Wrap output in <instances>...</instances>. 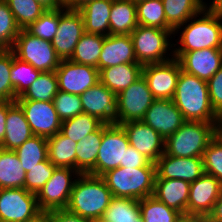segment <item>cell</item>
Returning a JSON list of instances; mask_svg holds the SVG:
<instances>
[{"mask_svg":"<svg viewBox=\"0 0 222 222\" xmlns=\"http://www.w3.org/2000/svg\"><path fill=\"white\" fill-rule=\"evenodd\" d=\"M120 125L127 134L129 144L137 151L154 163L162 156L165 140L152 127L142 121H129Z\"/></svg>","mask_w":222,"mask_h":222,"instance_id":"obj_20","label":"cell"},{"mask_svg":"<svg viewBox=\"0 0 222 222\" xmlns=\"http://www.w3.org/2000/svg\"><path fill=\"white\" fill-rule=\"evenodd\" d=\"M83 113L98 118L104 124H116V94L98 82L79 95Z\"/></svg>","mask_w":222,"mask_h":222,"instance_id":"obj_19","label":"cell"},{"mask_svg":"<svg viewBox=\"0 0 222 222\" xmlns=\"http://www.w3.org/2000/svg\"><path fill=\"white\" fill-rule=\"evenodd\" d=\"M93 222H103V221H101V220H95V221H93Z\"/></svg>","mask_w":222,"mask_h":222,"instance_id":"obj_60","label":"cell"},{"mask_svg":"<svg viewBox=\"0 0 222 222\" xmlns=\"http://www.w3.org/2000/svg\"><path fill=\"white\" fill-rule=\"evenodd\" d=\"M207 219L208 222H222V190Z\"/></svg>","mask_w":222,"mask_h":222,"instance_id":"obj_51","label":"cell"},{"mask_svg":"<svg viewBox=\"0 0 222 222\" xmlns=\"http://www.w3.org/2000/svg\"><path fill=\"white\" fill-rule=\"evenodd\" d=\"M56 168L49 159L38 163L30 171L26 172L25 189L37 194L51 178Z\"/></svg>","mask_w":222,"mask_h":222,"instance_id":"obj_45","label":"cell"},{"mask_svg":"<svg viewBox=\"0 0 222 222\" xmlns=\"http://www.w3.org/2000/svg\"><path fill=\"white\" fill-rule=\"evenodd\" d=\"M218 132L222 135V121H221V124L218 127Z\"/></svg>","mask_w":222,"mask_h":222,"instance_id":"obj_57","label":"cell"},{"mask_svg":"<svg viewBox=\"0 0 222 222\" xmlns=\"http://www.w3.org/2000/svg\"><path fill=\"white\" fill-rule=\"evenodd\" d=\"M142 68L139 63H125L101 69L100 82L117 95L142 76Z\"/></svg>","mask_w":222,"mask_h":222,"instance_id":"obj_25","label":"cell"},{"mask_svg":"<svg viewBox=\"0 0 222 222\" xmlns=\"http://www.w3.org/2000/svg\"><path fill=\"white\" fill-rule=\"evenodd\" d=\"M39 212L36 194L25 188L0 189V222H25Z\"/></svg>","mask_w":222,"mask_h":222,"instance_id":"obj_11","label":"cell"},{"mask_svg":"<svg viewBox=\"0 0 222 222\" xmlns=\"http://www.w3.org/2000/svg\"><path fill=\"white\" fill-rule=\"evenodd\" d=\"M166 22L174 29V33L186 25L194 16L200 15L207 6L203 0H162ZM185 23V24H184Z\"/></svg>","mask_w":222,"mask_h":222,"instance_id":"obj_27","label":"cell"},{"mask_svg":"<svg viewBox=\"0 0 222 222\" xmlns=\"http://www.w3.org/2000/svg\"><path fill=\"white\" fill-rule=\"evenodd\" d=\"M220 124L186 121L165 139L164 153L174 157H202Z\"/></svg>","mask_w":222,"mask_h":222,"instance_id":"obj_5","label":"cell"},{"mask_svg":"<svg viewBox=\"0 0 222 222\" xmlns=\"http://www.w3.org/2000/svg\"><path fill=\"white\" fill-rule=\"evenodd\" d=\"M202 159L204 173L213 175L222 184V135L219 132L210 140Z\"/></svg>","mask_w":222,"mask_h":222,"instance_id":"obj_42","label":"cell"},{"mask_svg":"<svg viewBox=\"0 0 222 222\" xmlns=\"http://www.w3.org/2000/svg\"><path fill=\"white\" fill-rule=\"evenodd\" d=\"M139 25L174 30L167 22L162 0H143L136 3Z\"/></svg>","mask_w":222,"mask_h":222,"instance_id":"obj_37","label":"cell"},{"mask_svg":"<svg viewBox=\"0 0 222 222\" xmlns=\"http://www.w3.org/2000/svg\"><path fill=\"white\" fill-rule=\"evenodd\" d=\"M190 183L184 180L155 179L154 193L159 201L187 215Z\"/></svg>","mask_w":222,"mask_h":222,"instance_id":"obj_23","label":"cell"},{"mask_svg":"<svg viewBox=\"0 0 222 222\" xmlns=\"http://www.w3.org/2000/svg\"><path fill=\"white\" fill-rule=\"evenodd\" d=\"M46 9H57L64 7L62 0H36Z\"/></svg>","mask_w":222,"mask_h":222,"instance_id":"obj_53","label":"cell"},{"mask_svg":"<svg viewBox=\"0 0 222 222\" xmlns=\"http://www.w3.org/2000/svg\"><path fill=\"white\" fill-rule=\"evenodd\" d=\"M213 2L208 7L206 6L211 12L216 13L222 16V0H212Z\"/></svg>","mask_w":222,"mask_h":222,"instance_id":"obj_55","label":"cell"},{"mask_svg":"<svg viewBox=\"0 0 222 222\" xmlns=\"http://www.w3.org/2000/svg\"><path fill=\"white\" fill-rule=\"evenodd\" d=\"M75 179L69 202L70 212L92 221L100 220L113 197L101 176L80 174Z\"/></svg>","mask_w":222,"mask_h":222,"instance_id":"obj_2","label":"cell"},{"mask_svg":"<svg viewBox=\"0 0 222 222\" xmlns=\"http://www.w3.org/2000/svg\"><path fill=\"white\" fill-rule=\"evenodd\" d=\"M34 135L49 138L61 130L53 102L16 99Z\"/></svg>","mask_w":222,"mask_h":222,"instance_id":"obj_14","label":"cell"},{"mask_svg":"<svg viewBox=\"0 0 222 222\" xmlns=\"http://www.w3.org/2000/svg\"><path fill=\"white\" fill-rule=\"evenodd\" d=\"M12 50H0V101H15L11 83Z\"/></svg>","mask_w":222,"mask_h":222,"instance_id":"obj_46","label":"cell"},{"mask_svg":"<svg viewBox=\"0 0 222 222\" xmlns=\"http://www.w3.org/2000/svg\"><path fill=\"white\" fill-rule=\"evenodd\" d=\"M12 51L40 72L56 71L61 62L51 41L33 36L26 29L20 30Z\"/></svg>","mask_w":222,"mask_h":222,"instance_id":"obj_7","label":"cell"},{"mask_svg":"<svg viewBox=\"0 0 222 222\" xmlns=\"http://www.w3.org/2000/svg\"><path fill=\"white\" fill-rule=\"evenodd\" d=\"M221 190L222 184L219 180L207 173L190 183L187 216L208 217Z\"/></svg>","mask_w":222,"mask_h":222,"instance_id":"obj_16","label":"cell"},{"mask_svg":"<svg viewBox=\"0 0 222 222\" xmlns=\"http://www.w3.org/2000/svg\"><path fill=\"white\" fill-rule=\"evenodd\" d=\"M139 222H144L141 217L139 218Z\"/></svg>","mask_w":222,"mask_h":222,"instance_id":"obj_59","label":"cell"},{"mask_svg":"<svg viewBox=\"0 0 222 222\" xmlns=\"http://www.w3.org/2000/svg\"><path fill=\"white\" fill-rule=\"evenodd\" d=\"M72 175L77 177L80 173L71 168L57 167L55 169L51 178L36 194L40 211L66 209L75 183Z\"/></svg>","mask_w":222,"mask_h":222,"instance_id":"obj_10","label":"cell"},{"mask_svg":"<svg viewBox=\"0 0 222 222\" xmlns=\"http://www.w3.org/2000/svg\"><path fill=\"white\" fill-rule=\"evenodd\" d=\"M105 36L85 32L76 44L69 60L74 63L91 65L98 69V60Z\"/></svg>","mask_w":222,"mask_h":222,"instance_id":"obj_32","label":"cell"},{"mask_svg":"<svg viewBox=\"0 0 222 222\" xmlns=\"http://www.w3.org/2000/svg\"><path fill=\"white\" fill-rule=\"evenodd\" d=\"M33 135L23 110L15 103L7 112L6 132L0 146L6 150H15Z\"/></svg>","mask_w":222,"mask_h":222,"instance_id":"obj_26","label":"cell"},{"mask_svg":"<svg viewBox=\"0 0 222 222\" xmlns=\"http://www.w3.org/2000/svg\"><path fill=\"white\" fill-rule=\"evenodd\" d=\"M141 121L152 127L164 140L186 122L172 99H155Z\"/></svg>","mask_w":222,"mask_h":222,"instance_id":"obj_17","label":"cell"},{"mask_svg":"<svg viewBox=\"0 0 222 222\" xmlns=\"http://www.w3.org/2000/svg\"><path fill=\"white\" fill-rule=\"evenodd\" d=\"M39 74L40 71L36 70L31 64L17 58L12 51L11 83L16 99L27 91Z\"/></svg>","mask_w":222,"mask_h":222,"instance_id":"obj_40","label":"cell"},{"mask_svg":"<svg viewBox=\"0 0 222 222\" xmlns=\"http://www.w3.org/2000/svg\"><path fill=\"white\" fill-rule=\"evenodd\" d=\"M171 34H174V30L138 25L130 34L137 62L144 66L171 60V58L164 56L172 47L168 39Z\"/></svg>","mask_w":222,"mask_h":222,"instance_id":"obj_6","label":"cell"},{"mask_svg":"<svg viewBox=\"0 0 222 222\" xmlns=\"http://www.w3.org/2000/svg\"><path fill=\"white\" fill-rule=\"evenodd\" d=\"M116 124L141 121L155 98L143 76L116 95Z\"/></svg>","mask_w":222,"mask_h":222,"instance_id":"obj_9","label":"cell"},{"mask_svg":"<svg viewBox=\"0 0 222 222\" xmlns=\"http://www.w3.org/2000/svg\"><path fill=\"white\" fill-rule=\"evenodd\" d=\"M62 1L66 9L78 10L87 2L92 1V0H62Z\"/></svg>","mask_w":222,"mask_h":222,"instance_id":"obj_52","label":"cell"},{"mask_svg":"<svg viewBox=\"0 0 222 222\" xmlns=\"http://www.w3.org/2000/svg\"><path fill=\"white\" fill-rule=\"evenodd\" d=\"M102 141V125L87 135L76 146V170L80 174L96 176V159Z\"/></svg>","mask_w":222,"mask_h":222,"instance_id":"obj_29","label":"cell"},{"mask_svg":"<svg viewBox=\"0 0 222 222\" xmlns=\"http://www.w3.org/2000/svg\"><path fill=\"white\" fill-rule=\"evenodd\" d=\"M25 222H51L50 221V211H40L33 218L28 219Z\"/></svg>","mask_w":222,"mask_h":222,"instance_id":"obj_54","label":"cell"},{"mask_svg":"<svg viewBox=\"0 0 222 222\" xmlns=\"http://www.w3.org/2000/svg\"><path fill=\"white\" fill-rule=\"evenodd\" d=\"M14 151L22 168L28 172L38 163L48 159L47 138L33 135Z\"/></svg>","mask_w":222,"mask_h":222,"instance_id":"obj_34","label":"cell"},{"mask_svg":"<svg viewBox=\"0 0 222 222\" xmlns=\"http://www.w3.org/2000/svg\"><path fill=\"white\" fill-rule=\"evenodd\" d=\"M209 98L215 113L222 119V66L207 81Z\"/></svg>","mask_w":222,"mask_h":222,"instance_id":"obj_47","label":"cell"},{"mask_svg":"<svg viewBox=\"0 0 222 222\" xmlns=\"http://www.w3.org/2000/svg\"><path fill=\"white\" fill-rule=\"evenodd\" d=\"M113 197L141 200L154 193L156 166L118 167L101 176Z\"/></svg>","mask_w":222,"mask_h":222,"instance_id":"obj_4","label":"cell"},{"mask_svg":"<svg viewBox=\"0 0 222 222\" xmlns=\"http://www.w3.org/2000/svg\"><path fill=\"white\" fill-rule=\"evenodd\" d=\"M112 4L113 0H92L78 9L84 20L85 32L110 35L109 18Z\"/></svg>","mask_w":222,"mask_h":222,"instance_id":"obj_24","label":"cell"},{"mask_svg":"<svg viewBox=\"0 0 222 222\" xmlns=\"http://www.w3.org/2000/svg\"><path fill=\"white\" fill-rule=\"evenodd\" d=\"M133 1L134 3H137V2H140V1H143V0H131Z\"/></svg>","mask_w":222,"mask_h":222,"instance_id":"obj_58","label":"cell"},{"mask_svg":"<svg viewBox=\"0 0 222 222\" xmlns=\"http://www.w3.org/2000/svg\"><path fill=\"white\" fill-rule=\"evenodd\" d=\"M51 222H93L90 219L74 214L67 209H57L50 211Z\"/></svg>","mask_w":222,"mask_h":222,"instance_id":"obj_49","label":"cell"},{"mask_svg":"<svg viewBox=\"0 0 222 222\" xmlns=\"http://www.w3.org/2000/svg\"><path fill=\"white\" fill-rule=\"evenodd\" d=\"M140 217L139 200L112 197L100 220L103 222H139Z\"/></svg>","mask_w":222,"mask_h":222,"instance_id":"obj_33","label":"cell"},{"mask_svg":"<svg viewBox=\"0 0 222 222\" xmlns=\"http://www.w3.org/2000/svg\"><path fill=\"white\" fill-rule=\"evenodd\" d=\"M155 165V179H175L192 183L204 174L202 157H174L163 153Z\"/></svg>","mask_w":222,"mask_h":222,"instance_id":"obj_18","label":"cell"},{"mask_svg":"<svg viewBox=\"0 0 222 222\" xmlns=\"http://www.w3.org/2000/svg\"><path fill=\"white\" fill-rule=\"evenodd\" d=\"M125 63H138L131 36H105L98 60V70Z\"/></svg>","mask_w":222,"mask_h":222,"instance_id":"obj_22","label":"cell"},{"mask_svg":"<svg viewBox=\"0 0 222 222\" xmlns=\"http://www.w3.org/2000/svg\"><path fill=\"white\" fill-rule=\"evenodd\" d=\"M141 218L144 222H178L183 214L163 202L155 196H148L139 200Z\"/></svg>","mask_w":222,"mask_h":222,"instance_id":"obj_35","label":"cell"},{"mask_svg":"<svg viewBox=\"0 0 222 222\" xmlns=\"http://www.w3.org/2000/svg\"><path fill=\"white\" fill-rule=\"evenodd\" d=\"M203 16L192 17L183 28L179 44L181 47L172 51V56L179 59L185 52L207 48L222 49V16L211 12L207 7L201 12ZM194 19V20H193ZM192 20V21H190Z\"/></svg>","mask_w":222,"mask_h":222,"instance_id":"obj_3","label":"cell"},{"mask_svg":"<svg viewBox=\"0 0 222 222\" xmlns=\"http://www.w3.org/2000/svg\"><path fill=\"white\" fill-rule=\"evenodd\" d=\"M144 166H156L154 162L148 159L144 154L137 151L131 145L128 146L124 156V168H138Z\"/></svg>","mask_w":222,"mask_h":222,"instance_id":"obj_48","label":"cell"},{"mask_svg":"<svg viewBox=\"0 0 222 222\" xmlns=\"http://www.w3.org/2000/svg\"><path fill=\"white\" fill-rule=\"evenodd\" d=\"M48 159L56 167L76 170L77 143L61 132L47 138Z\"/></svg>","mask_w":222,"mask_h":222,"instance_id":"obj_30","label":"cell"},{"mask_svg":"<svg viewBox=\"0 0 222 222\" xmlns=\"http://www.w3.org/2000/svg\"><path fill=\"white\" fill-rule=\"evenodd\" d=\"M103 122L98 118L91 116L87 113H81L73 118L62 121L60 132L78 143L91 132L96 131Z\"/></svg>","mask_w":222,"mask_h":222,"instance_id":"obj_38","label":"cell"},{"mask_svg":"<svg viewBox=\"0 0 222 222\" xmlns=\"http://www.w3.org/2000/svg\"><path fill=\"white\" fill-rule=\"evenodd\" d=\"M58 91V80L55 71L40 72L27 91L17 99L53 102V98Z\"/></svg>","mask_w":222,"mask_h":222,"instance_id":"obj_36","label":"cell"},{"mask_svg":"<svg viewBox=\"0 0 222 222\" xmlns=\"http://www.w3.org/2000/svg\"><path fill=\"white\" fill-rule=\"evenodd\" d=\"M53 104L61 121L73 118L83 113L79 95L58 91L53 98Z\"/></svg>","mask_w":222,"mask_h":222,"instance_id":"obj_44","label":"cell"},{"mask_svg":"<svg viewBox=\"0 0 222 222\" xmlns=\"http://www.w3.org/2000/svg\"><path fill=\"white\" fill-rule=\"evenodd\" d=\"M26 172L14 150L0 151V189L25 188Z\"/></svg>","mask_w":222,"mask_h":222,"instance_id":"obj_31","label":"cell"},{"mask_svg":"<svg viewBox=\"0 0 222 222\" xmlns=\"http://www.w3.org/2000/svg\"><path fill=\"white\" fill-rule=\"evenodd\" d=\"M181 69L180 62L174 57L163 63L143 66L142 76L155 99L173 98Z\"/></svg>","mask_w":222,"mask_h":222,"instance_id":"obj_13","label":"cell"},{"mask_svg":"<svg viewBox=\"0 0 222 222\" xmlns=\"http://www.w3.org/2000/svg\"><path fill=\"white\" fill-rule=\"evenodd\" d=\"M178 61L183 71L208 81L222 66V49L185 52Z\"/></svg>","mask_w":222,"mask_h":222,"instance_id":"obj_21","label":"cell"},{"mask_svg":"<svg viewBox=\"0 0 222 222\" xmlns=\"http://www.w3.org/2000/svg\"><path fill=\"white\" fill-rule=\"evenodd\" d=\"M186 121L221 123L209 98L207 81L181 69L172 98Z\"/></svg>","mask_w":222,"mask_h":222,"instance_id":"obj_1","label":"cell"},{"mask_svg":"<svg viewBox=\"0 0 222 222\" xmlns=\"http://www.w3.org/2000/svg\"><path fill=\"white\" fill-rule=\"evenodd\" d=\"M129 145L127 134L121 125L103 123L102 141L96 159V176L124 167L125 151Z\"/></svg>","mask_w":222,"mask_h":222,"instance_id":"obj_8","label":"cell"},{"mask_svg":"<svg viewBox=\"0 0 222 222\" xmlns=\"http://www.w3.org/2000/svg\"><path fill=\"white\" fill-rule=\"evenodd\" d=\"M20 30L7 3L0 0V50H12Z\"/></svg>","mask_w":222,"mask_h":222,"instance_id":"obj_41","label":"cell"},{"mask_svg":"<svg viewBox=\"0 0 222 222\" xmlns=\"http://www.w3.org/2000/svg\"><path fill=\"white\" fill-rule=\"evenodd\" d=\"M178 222H208V219L207 217H203V216L183 215V217Z\"/></svg>","mask_w":222,"mask_h":222,"instance_id":"obj_56","label":"cell"},{"mask_svg":"<svg viewBox=\"0 0 222 222\" xmlns=\"http://www.w3.org/2000/svg\"><path fill=\"white\" fill-rule=\"evenodd\" d=\"M59 91L82 95L87 89L100 82L99 70L91 65L61 60L55 71Z\"/></svg>","mask_w":222,"mask_h":222,"instance_id":"obj_15","label":"cell"},{"mask_svg":"<svg viewBox=\"0 0 222 222\" xmlns=\"http://www.w3.org/2000/svg\"><path fill=\"white\" fill-rule=\"evenodd\" d=\"M14 15L18 27L27 29L47 9L36 0H4Z\"/></svg>","mask_w":222,"mask_h":222,"instance_id":"obj_39","label":"cell"},{"mask_svg":"<svg viewBox=\"0 0 222 222\" xmlns=\"http://www.w3.org/2000/svg\"><path fill=\"white\" fill-rule=\"evenodd\" d=\"M59 8L47 9L26 30L33 36L52 41L58 31Z\"/></svg>","mask_w":222,"mask_h":222,"instance_id":"obj_43","label":"cell"},{"mask_svg":"<svg viewBox=\"0 0 222 222\" xmlns=\"http://www.w3.org/2000/svg\"><path fill=\"white\" fill-rule=\"evenodd\" d=\"M15 103V101H0V145L3 142L6 132L7 112Z\"/></svg>","mask_w":222,"mask_h":222,"instance_id":"obj_50","label":"cell"},{"mask_svg":"<svg viewBox=\"0 0 222 222\" xmlns=\"http://www.w3.org/2000/svg\"><path fill=\"white\" fill-rule=\"evenodd\" d=\"M84 33L82 14L78 10L59 8L58 31L51 41L57 56L61 60H69Z\"/></svg>","mask_w":222,"mask_h":222,"instance_id":"obj_12","label":"cell"},{"mask_svg":"<svg viewBox=\"0 0 222 222\" xmlns=\"http://www.w3.org/2000/svg\"><path fill=\"white\" fill-rule=\"evenodd\" d=\"M109 24L110 35H130L139 25L136 3L131 0H113Z\"/></svg>","mask_w":222,"mask_h":222,"instance_id":"obj_28","label":"cell"}]
</instances>
